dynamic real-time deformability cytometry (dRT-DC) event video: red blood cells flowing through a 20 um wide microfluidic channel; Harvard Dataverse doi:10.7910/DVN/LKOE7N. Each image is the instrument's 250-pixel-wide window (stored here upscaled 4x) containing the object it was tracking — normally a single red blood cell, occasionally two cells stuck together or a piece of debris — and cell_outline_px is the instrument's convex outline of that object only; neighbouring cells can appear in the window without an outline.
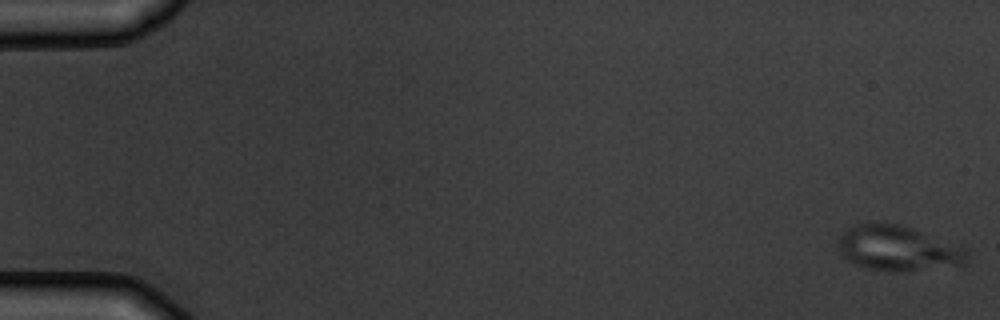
{"species": "common noctule bat (a hibernating species)", "species_latin": "Nyctalus noctula", "temperature_condition": "warm", "stored_images_in_passage": 5, "camera_frame_rate_fps": 3000, "um_per_image_px": 0.085, "animal": {"sex": "male", "body_mass_g": 19.5, "forearm_length_mm": 54.6}, "frame": {"image": 1, "passage_image": 1, "time_ms": 0.0, "image_size_px": [1000, 320], "cell_outline_px": [[968, 256], [964, 264], [892, 272], [868, 268], [856, 264], [848, 260], [844, 256], [840, 248], [840, 236], [844, 228], [856, 224], [880, 220], [912, 228], [964, 248], [968, 252]], "centroid_in_image_um": [76.27, 21.07], "position_along_channel_um": 8.7, "area_um2": 33.47}}